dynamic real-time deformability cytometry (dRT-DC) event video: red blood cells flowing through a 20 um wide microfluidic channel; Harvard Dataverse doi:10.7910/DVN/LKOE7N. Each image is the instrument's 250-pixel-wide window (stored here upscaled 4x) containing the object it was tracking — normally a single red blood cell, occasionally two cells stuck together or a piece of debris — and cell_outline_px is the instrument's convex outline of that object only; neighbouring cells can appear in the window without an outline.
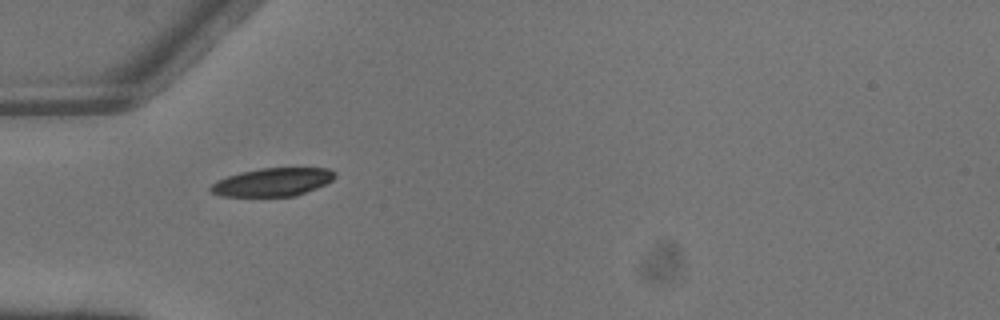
{"species": "common noctule bat (a hibernating species)", "species_latin": "Nyctalus noctula", "temperature_condition": "warm", "stored_images_in_passage": 2, "camera_frame_rate_fps": 3000, "um_per_image_px": 0.085, "animal": {"sex": "male", "body_mass_g": 13.3}, "frame": {"image": 1, "passage_image": 1, "time_ms": 0.0, "image_size_px": [1000, 320], "cell_outline_px": [[336, 176], [332, 180], [316, 188], [296, 196], [220, 196], [212, 192], [208, 188], [212, 184], [228, 176], [240, 172], [260, 168], [328, 168], [336, 172]], "centroid_in_image_um": [23.19, 15.47], "position_along_channel_um": 61.8, "area_um2": 20.29}}
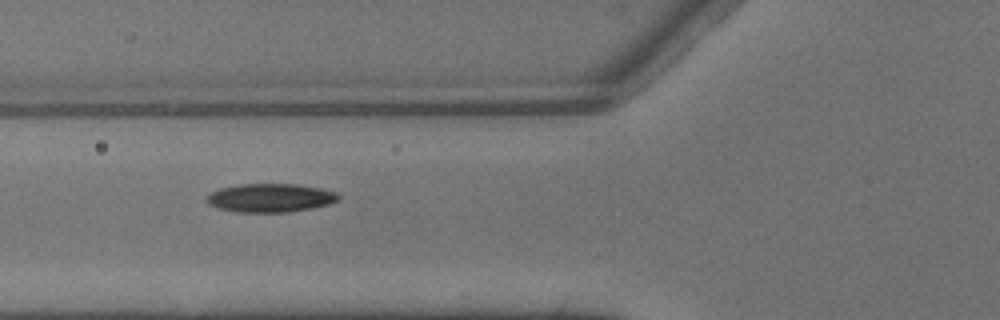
{"frame": {"image": 2, "passage_image": 2, "time_ms": 0.333, "image_size_px": [1000, 320], "cell_outline_px": [[340, 196], [336, 200], [328, 204], [312, 208], [284, 212], [236, 212], [216, 208], [208, 204], [208, 196], [212, 192], [220, 188], [240, 184], [296, 184], [320, 188], [336, 192]], "centroid_in_image_um": [22.96, 16.82], "position_along_channel_um": 102.8, "area_um2": 21.73}}